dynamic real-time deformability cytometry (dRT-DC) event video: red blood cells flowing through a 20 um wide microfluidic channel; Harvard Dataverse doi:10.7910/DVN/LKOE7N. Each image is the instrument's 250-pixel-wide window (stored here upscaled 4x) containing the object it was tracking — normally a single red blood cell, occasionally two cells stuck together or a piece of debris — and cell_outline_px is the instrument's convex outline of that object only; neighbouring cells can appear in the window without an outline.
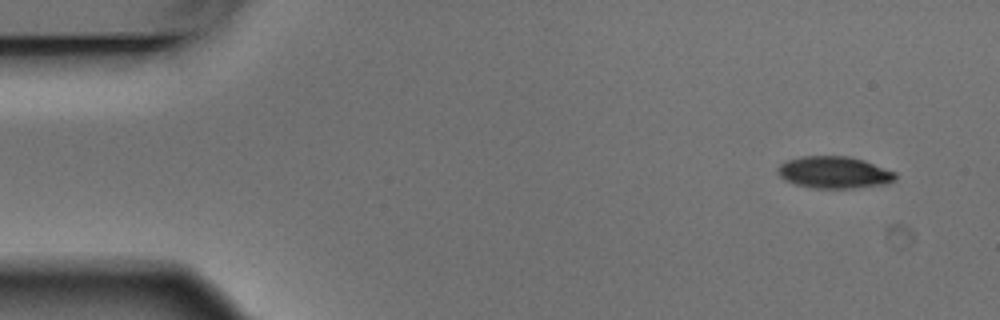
{"species": "Egyptian fruit bat (a non-hibernating species)", "species_latin": "Rousettus aegyptiacus", "temperature_condition": "warm", "stored_images_in_passage": 5, "camera_frame_rate_fps": 3000, "um_per_image_px": 0.085, "animal": {"sex": "male"}, "frame": {"image": 1, "passage_image": 1, "time_ms": 0.0, "image_size_px": [1000, 320], "cell_outline_px": [[896, 180], [888, 184], [852, 188], [816, 188], [796, 184], [784, 180], [780, 176], [776, 168], [780, 164], [788, 160], [804, 156], [848, 156], [864, 160], [896, 172]], "centroid_in_image_um": [70.93, 14.65], "position_along_channel_um": 14.1, "area_um2": 21.91}}
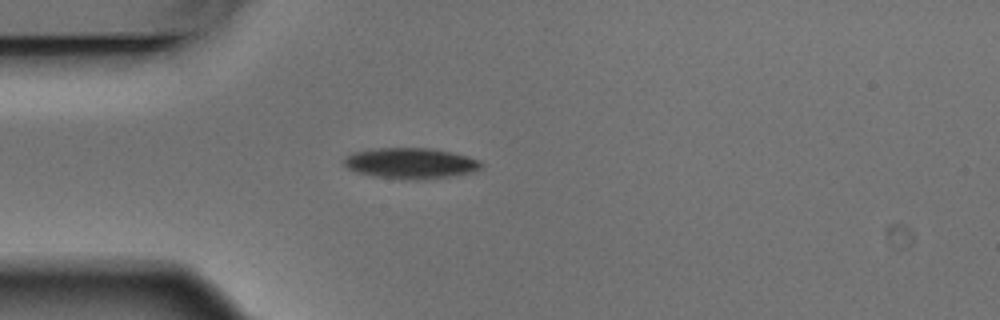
{"frame": {"image": 2, "passage_image": 4, "time_ms": 1.0, "image_size_px": [1000, 320], "cell_outline_px": [[484, 164], [480, 168], [472, 172], [448, 176], [416, 180], [408, 180], [372, 176], [356, 172], [348, 168], [340, 160], [352, 152], [372, 148], [432, 148], [452, 152], [480, 160]], "centroid_in_image_um": [34.85, 13.87], "position_along_channel_um": 50.1, "area_um2": 24.8}}